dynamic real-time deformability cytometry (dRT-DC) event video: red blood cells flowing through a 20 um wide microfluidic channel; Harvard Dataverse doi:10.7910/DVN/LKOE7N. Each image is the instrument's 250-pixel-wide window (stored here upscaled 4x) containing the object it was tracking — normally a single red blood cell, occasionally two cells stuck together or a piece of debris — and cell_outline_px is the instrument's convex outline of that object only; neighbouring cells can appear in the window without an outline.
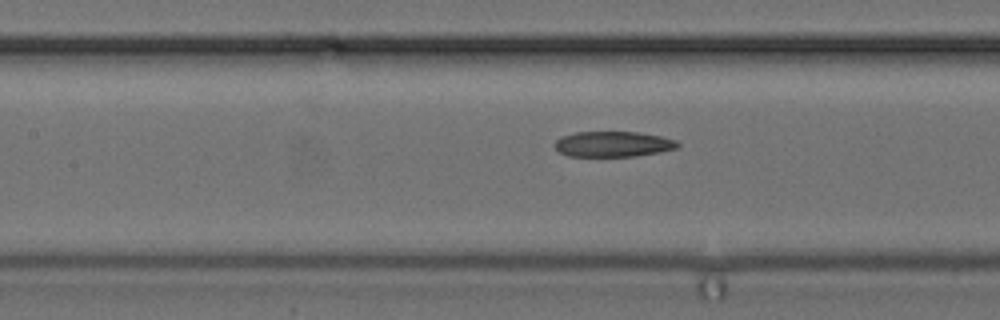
{"species": "common noctule bat (a hibernating species)", "species_latin": "Nyctalus noctula", "temperature_condition": "cold", "stored_images_in_passage": 27, "camera_frame_rate_fps": 3000, "um_per_image_px": 0.085, "animal": {"sex": "female", "body_mass_g": 24.6, "forearm_length_mm": 56.2}, "frame": {"image": 1, "passage_image": 10, "time_ms": 3.0, "image_size_px": [1000, 320], "cell_outline_px": [[680, 148], [660, 152], [636, 156], [568, 156], [560, 152], [552, 144], [556, 140], [564, 136], [576, 132], [636, 132], [660, 136], [676, 140], [680, 144]], "centroid_in_image_um": [52.14, 12.25], "position_along_channel_um": 155.3, "area_um2": 18.26}}
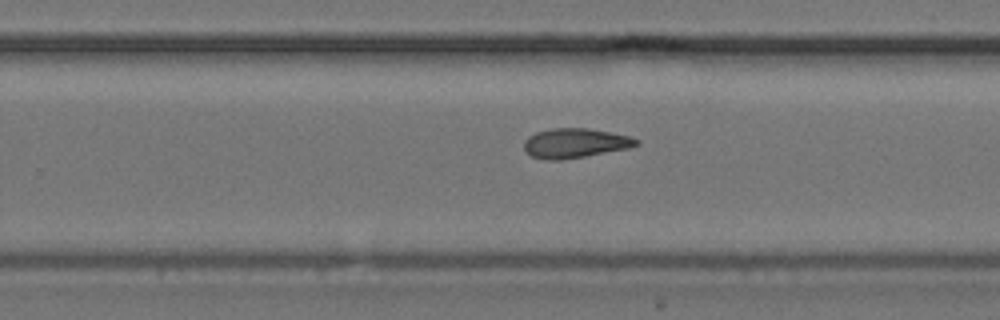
{"frame": {"image": 2, "passage_image": 19, "time_ms": 6.0, "image_size_px": [1000, 320], "cell_outline_px": [[640, 144], [628, 148], [584, 156], [560, 160], [548, 160], [532, 156], [524, 148], [524, 140], [528, 136], [536, 132], [552, 128], [588, 128], [628, 136], [640, 140]], "centroid_in_image_um": [48.86, 12.16], "position_along_channel_um": 280.9, "area_um2": 19.13}}
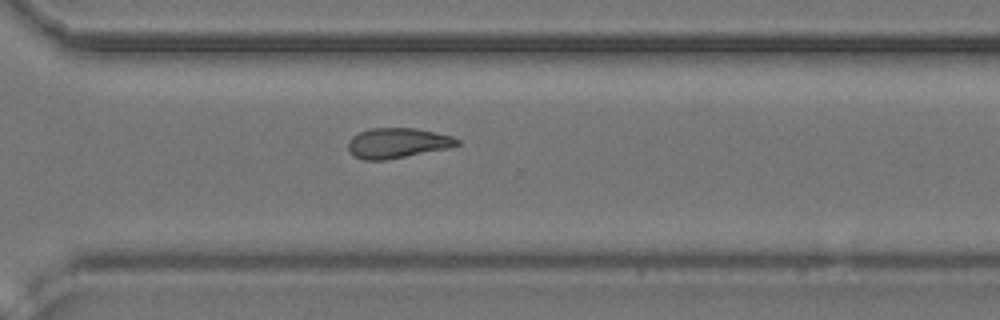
{"frame": {"image": 3, "passage_image": 23, "time_ms": 7.333, "image_size_px": [1000, 320], "cell_outline_px": [[460, 144], [448, 148], [388, 160], [364, 160], [352, 156], [348, 148], [348, 140], [352, 136], [360, 132], [372, 128], [416, 128], [436, 132], [452, 136], [460, 140]], "centroid_in_image_um": [33.77, 12.16], "position_along_channel_um": 336.8, "area_um2": 19.31}}